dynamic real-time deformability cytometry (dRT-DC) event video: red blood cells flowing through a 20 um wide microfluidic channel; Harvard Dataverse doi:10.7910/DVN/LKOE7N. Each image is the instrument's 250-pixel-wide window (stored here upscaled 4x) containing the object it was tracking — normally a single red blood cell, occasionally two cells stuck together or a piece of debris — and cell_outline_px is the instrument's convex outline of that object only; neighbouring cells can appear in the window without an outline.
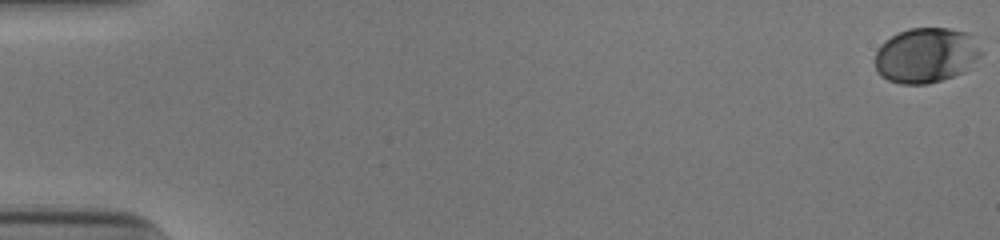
{"species": "human", "species_latin": "Homo sapiens", "temperature_condition": "cold", "stored_images_in_passage": 49, "camera_frame_rate_fps": 3000, "um_per_image_px": 0.085, "donor": {"sex": "male"}, "frame": {"image": 1, "passage_image": 1, "time_ms": 0.0, "image_size_px": [1000, 240], "cell_outline_px": [[980, 56], [976, 68], [928, 84], [900, 84], [888, 80], [880, 76], [876, 72], [876, 52], [880, 44], [884, 40], [908, 28], [948, 28], [968, 32], [976, 36], [980, 52]], "centroid_in_image_um": [78.76, 4.7], "position_along_channel_um": 6.2, "area_um2": 34.74}}
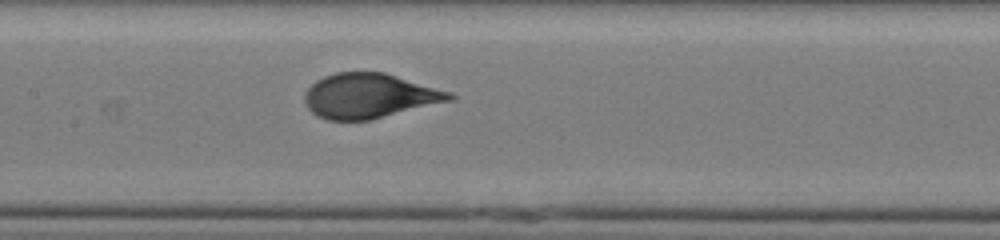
{"frame": {"image": 2, "passage_image": 28, "time_ms": 9.0, "image_size_px": [1000, 240], "cell_outline_px": [[456, 100], [368, 120], [328, 120], [312, 112], [308, 108], [304, 100], [304, 92], [316, 80], [324, 76], [336, 72], [384, 72], [452, 92], [456, 96]], "centroid_in_image_um": [31.43, 8.14], "position_along_channel_um": 176.0, "area_um2": 37.86}}
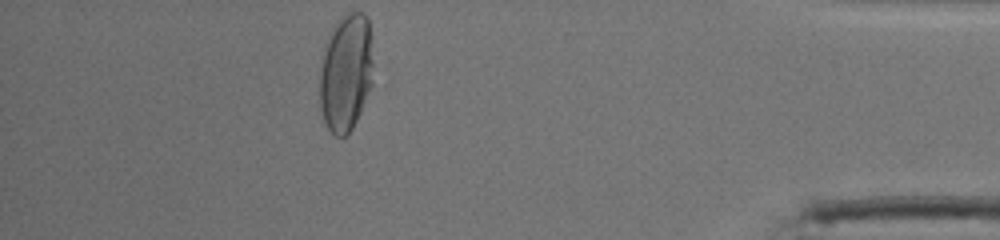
{"frame": {"image": 3, "passage_image": 49, "time_ms": 16.0, "image_size_px": [1000, 240], "cell_outline_px": [[372, 84], [360, 112], [352, 128], [344, 136], [336, 136], [328, 128], [324, 120], [320, 108], [320, 64], [328, 32], [332, 24], [344, 12], [364, 12], [368, 16], [372, 36]], "centroid_in_image_um": [29.4, 6.07], "position_along_channel_um": 405.8, "area_um2": 37.4}, "authors_computed_cell_mechanics": {"area_um2": 37.3966, "velocity_mm_per_s": 3.8873, "shape_relaxation_time_tau1_ms": 4.0155, "shape_relaxation_time_tau2_ms": null, "deformation_change_tau1": 0.1579, "deformation_change_tau2": null}}